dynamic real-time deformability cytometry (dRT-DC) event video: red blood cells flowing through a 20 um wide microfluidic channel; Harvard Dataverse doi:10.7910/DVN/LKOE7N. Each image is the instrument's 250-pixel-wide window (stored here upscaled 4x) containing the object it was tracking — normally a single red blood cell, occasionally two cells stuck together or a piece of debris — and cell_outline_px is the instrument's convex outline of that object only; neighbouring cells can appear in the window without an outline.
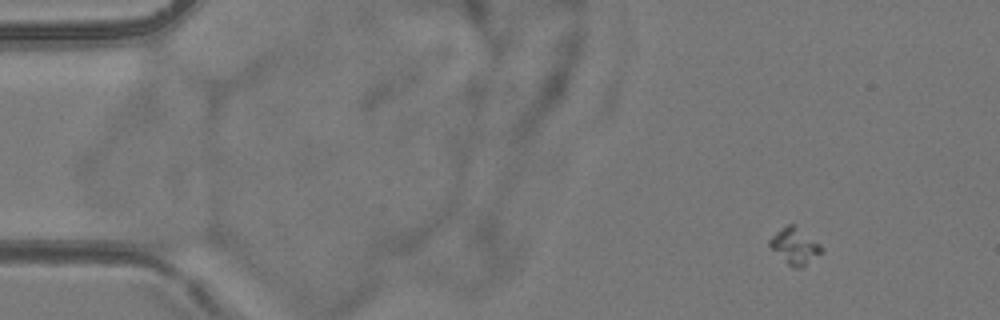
{"species": "common noctule bat (a hibernating species)", "species_latin": "Nyctalus noctula", "temperature_condition": "room temperature", "stored_images_in_passage": 6, "camera_frame_rate_fps": 3000, "um_per_image_px": 0.085, "animal": {"sex": "female", "body_mass_g": 24.6, "forearm_length_mm": 56.2}, "frame": {"image": 1, "passage_image": 2, "time_ms": 1.0, "image_size_px": [1000, 320], "cell_outline_px": [[824, 252], [800, 268], [792, 268], [768, 244], [768, 240], [776, 232], [788, 224], [796, 224], [820, 244], [824, 248]], "centroid_in_image_um": [67.6, 20.9], "position_along_channel_um": 17.4, "area_um2": 10.92}}